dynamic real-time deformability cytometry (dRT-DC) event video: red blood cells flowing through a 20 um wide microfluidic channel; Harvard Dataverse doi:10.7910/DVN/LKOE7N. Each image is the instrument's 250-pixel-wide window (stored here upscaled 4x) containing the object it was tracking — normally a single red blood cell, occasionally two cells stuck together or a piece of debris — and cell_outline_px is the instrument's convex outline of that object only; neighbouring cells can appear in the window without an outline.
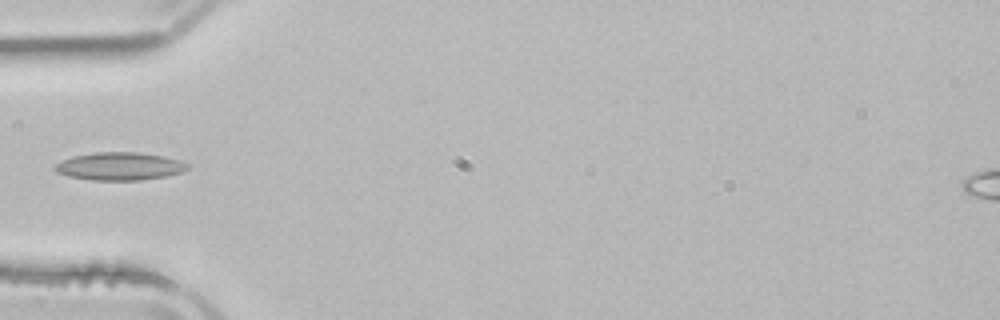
{"species": "common noctule bat (a hibernating species)", "species_latin": "Nyctalus noctula", "temperature_condition": "room temperature", "stored_images_in_passage": 3, "camera_frame_rate_fps": 3000, "um_per_image_px": 0.085, "animal": {"sex": "male", "body_mass_g": 21.5, "forearm_length_mm": 52.0}, "frame": {"image": 1, "passage_image": 3, "time_ms": 2.667, "image_size_px": [1000, 320], "cell_outline_px": [[188, 168], [184, 172], [164, 176], [140, 180], [92, 180], [68, 176], [56, 172], [52, 168], [56, 164], [72, 156], [96, 152], [136, 152], [164, 156], [180, 160], [188, 164]], "centroid_in_image_um": [10.17, 14.13], "position_along_channel_um": 74.8, "area_um2": 21.5}}